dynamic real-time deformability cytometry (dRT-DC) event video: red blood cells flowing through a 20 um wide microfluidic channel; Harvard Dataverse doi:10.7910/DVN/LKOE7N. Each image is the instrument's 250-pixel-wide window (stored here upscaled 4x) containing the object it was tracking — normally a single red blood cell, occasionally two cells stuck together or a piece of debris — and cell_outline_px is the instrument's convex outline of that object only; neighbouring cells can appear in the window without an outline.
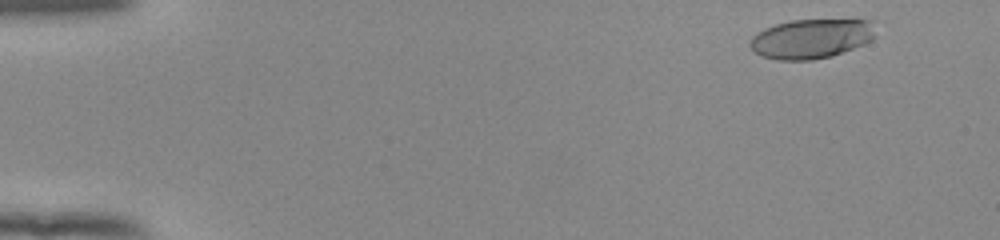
{"species": "human", "species_latin": "Homo sapiens", "temperature_condition": "room temperature", "stored_images_in_passage": 52, "camera_frame_rate_fps": 3000, "um_per_image_px": 0.085, "donor": {"sex": "female"}, "frame": {"image": 1, "passage_image": 3, "time_ms": 0.667, "image_size_px": [1000, 240], "cell_outline_px": [[872, 40], [864, 44], [832, 56], [812, 60], [776, 60], [760, 56], [748, 44], [752, 36], [756, 32], [764, 28], [776, 24], [792, 20], [872, 20]], "centroid_in_image_um": [68.89, 3.3], "position_along_channel_um": 16.1, "area_um2": 28.78}}
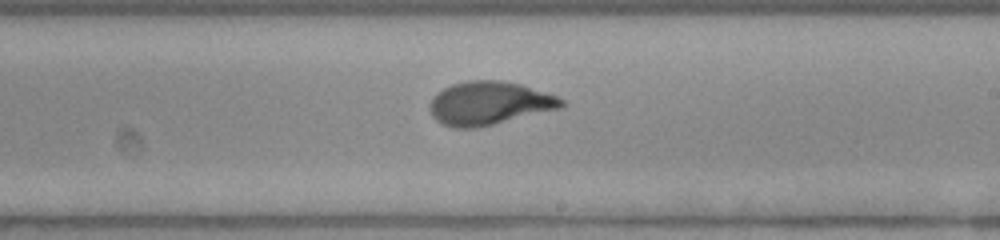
{"frame": {"image": 2, "passage_image": 31, "time_ms": 10.0, "image_size_px": [1000, 240], "cell_outline_px": [[568, 104], [564, 108], [476, 128], [452, 128], [440, 124], [432, 116], [428, 108], [428, 104], [432, 96], [436, 92], [452, 84], [468, 80], [500, 80], [520, 84], [556, 96], [564, 100]], "centroid_in_image_um": [41.56, 8.78], "position_along_channel_um": 247.4, "area_um2": 33.76}}
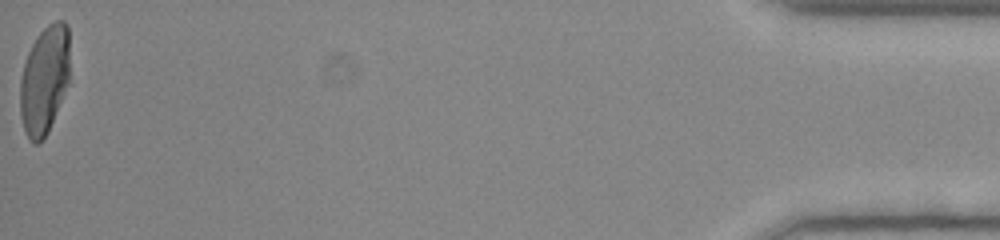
{"frame": {"image": 3, "passage_image": 52, "time_ms": 17.0, "image_size_px": [1000, 240], "cell_outline_px": [[68, 84], [48, 132], [36, 144], [32, 144], [28, 140], [20, 116], [20, 80], [24, 64], [28, 52], [36, 36], [48, 24], [56, 20], [64, 20], [68, 24]], "centroid_in_image_um": [3.76, 6.78], "position_along_channel_um": 431.4, "area_um2": 31.27}, "authors_computed_cell_mechanics": {"area_um2": 31.8478, "velocity_mm_per_s": 3.9162, "shape_relaxation_time_tau1_ms": 4.0546, "shape_relaxation_time_tau2_ms": null, "deformation_change_tau1": 0.222, "deformation_change_tau2": null}}